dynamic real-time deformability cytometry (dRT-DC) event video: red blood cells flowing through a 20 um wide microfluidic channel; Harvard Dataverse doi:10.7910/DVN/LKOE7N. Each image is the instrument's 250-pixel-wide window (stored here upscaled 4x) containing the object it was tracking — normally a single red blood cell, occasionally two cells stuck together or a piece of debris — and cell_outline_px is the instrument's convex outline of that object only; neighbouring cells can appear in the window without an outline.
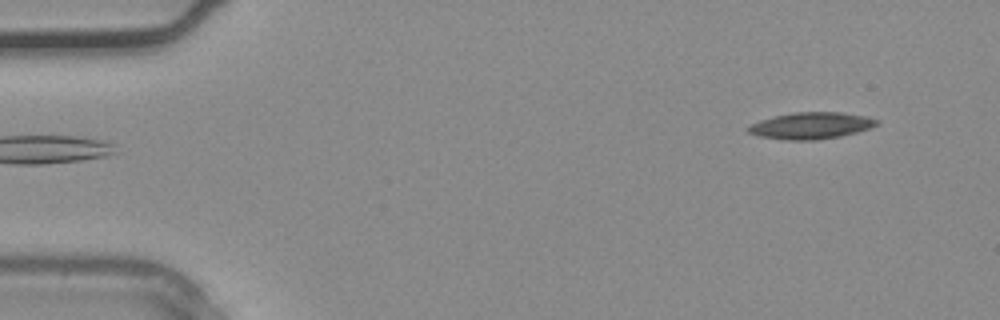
{"species": "common noctule bat (a hibernating species)", "species_latin": "Nyctalus noctula", "temperature_condition": "warm", "stored_images_in_passage": 2, "camera_frame_rate_fps": 3000, "um_per_image_px": 0.085, "animal": {"sex": "male", "body_mass_g": 20.4}, "frame": {"image": 1, "passage_image": 2, "time_ms": 0.333, "image_size_px": [1000, 320], "cell_outline_px": [[880, 124], [856, 132], [840, 136], [816, 140], [788, 140], [760, 136], [748, 132], [744, 128], [760, 120], [792, 112], [840, 112], [868, 116], [880, 120]], "centroid_in_image_um": [68.96, 10.67], "position_along_channel_um": 16.0, "area_um2": 19.94}}